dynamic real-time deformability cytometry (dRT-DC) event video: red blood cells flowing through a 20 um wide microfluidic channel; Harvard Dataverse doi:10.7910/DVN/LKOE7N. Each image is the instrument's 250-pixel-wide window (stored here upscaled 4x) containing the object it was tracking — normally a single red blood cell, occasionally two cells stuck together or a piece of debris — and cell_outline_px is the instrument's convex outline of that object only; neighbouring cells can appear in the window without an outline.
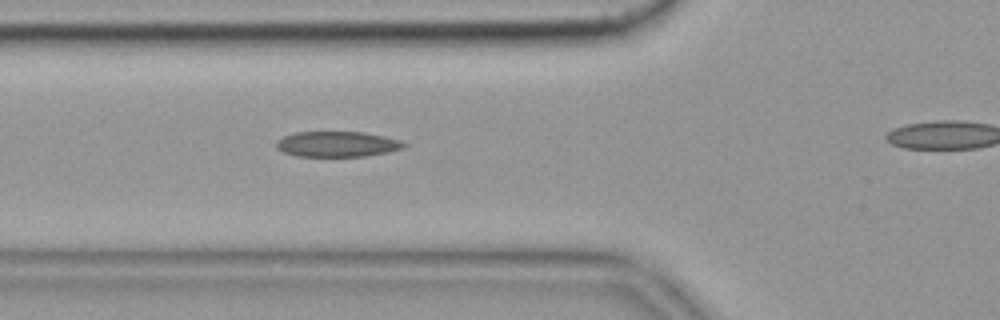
{"species": "common noctule bat (a hibernating species)", "species_latin": "Nyctalus noctula", "temperature_condition": "cold", "stored_images_in_passage": 38, "camera_frame_rate_fps": 3000, "um_per_image_px": 0.085, "animal": {"sex": "female", "body_mass_g": 19.9}, "frame": {"image": 1, "passage_image": 12, "time_ms": 3.667, "image_size_px": [1000, 320], "cell_outline_px": [[408, 144], [404, 148], [388, 152], [364, 156], [296, 156], [284, 152], [276, 148], [276, 140], [284, 136], [296, 132], [364, 132], [384, 136], [400, 140]], "centroid_in_image_um": [28.67, 12.25], "position_along_channel_um": 97.1, "area_um2": 18.96}}